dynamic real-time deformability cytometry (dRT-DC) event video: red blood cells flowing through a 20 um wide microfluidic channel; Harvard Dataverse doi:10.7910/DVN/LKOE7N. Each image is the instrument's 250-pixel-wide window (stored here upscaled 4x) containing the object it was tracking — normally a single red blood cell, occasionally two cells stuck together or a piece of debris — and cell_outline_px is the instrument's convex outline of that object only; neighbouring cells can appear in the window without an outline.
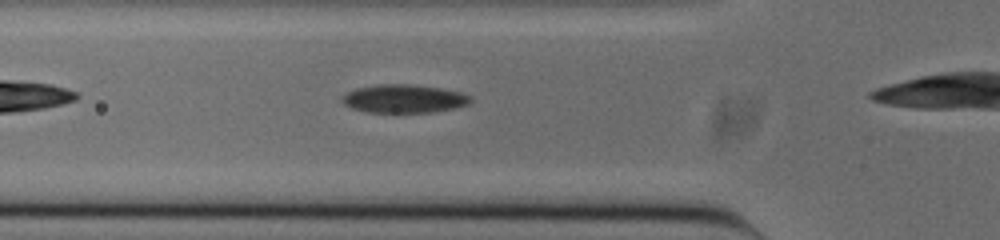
{"species": "common noctule bat (a hibernating species)", "species_latin": "Nyctalus noctula", "temperature_condition": "cold", "stored_images_in_passage": 16, "camera_frame_rate_fps": 3000, "um_per_image_px": 0.085, "animal": {"sex": "male", "body_mass_g": 20.0, "forearm_length_mm": 53.3}, "frame": {"image": 1, "passage_image": 2, "time_ms": 0.333, "image_size_px": [1000, 240], "cell_outline_px": [[472, 100], [468, 104], [456, 108], [432, 112], [368, 112], [352, 108], [344, 104], [340, 100], [340, 96], [356, 88], [376, 84], [412, 84], [444, 88], [460, 92], [472, 96]], "centroid_in_image_um": [34.34, 8.38], "position_along_channel_um": 91.5, "area_um2": 21.44}}
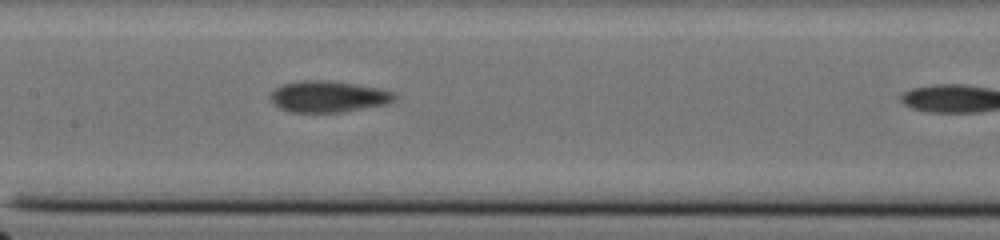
{"frame": {"image": 2, "passage_image": 9, "time_ms": 2.667, "image_size_px": [1000, 240], "cell_outline_px": [[396, 100], [384, 104], [340, 112], [288, 112], [280, 108], [268, 100], [268, 92], [284, 84], [304, 80], [328, 80], [356, 84], [380, 88], [396, 92]], "centroid_in_image_um": [27.86, 8.2], "position_along_channel_um": 179.5, "area_um2": 22.83}}
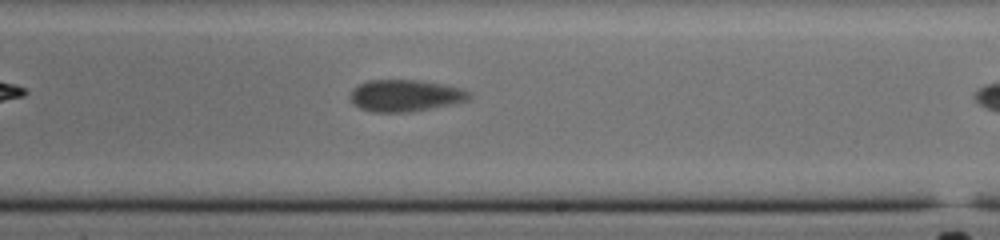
{"frame": {"image": 3, "passage_image": 15, "time_ms": 4.667, "image_size_px": [1000, 240], "cell_outline_px": [[472, 96], [468, 100], [456, 104], [408, 112], [372, 112], [360, 108], [348, 96], [352, 88], [368, 80], [420, 80], [460, 88], [468, 92]], "centroid_in_image_um": [34.44, 8.13], "position_along_channel_um": 254.6, "area_um2": 22.02}}